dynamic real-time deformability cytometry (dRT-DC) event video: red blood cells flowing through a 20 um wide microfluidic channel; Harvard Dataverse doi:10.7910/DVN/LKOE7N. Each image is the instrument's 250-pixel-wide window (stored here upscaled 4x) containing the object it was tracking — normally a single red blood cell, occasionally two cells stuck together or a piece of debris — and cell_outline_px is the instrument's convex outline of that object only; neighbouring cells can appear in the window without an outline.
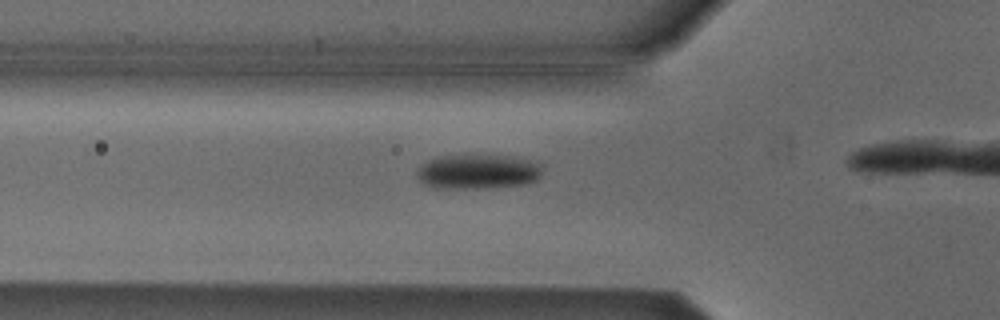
{"species": "Egyptian fruit bat (a non-hibernating species)", "species_latin": "Rousettus aegyptiacus", "temperature_condition": "cold", "stored_images_in_passage": 17, "camera_frame_rate_fps": 3000, "um_per_image_px": 0.085, "animal": {"sex": "male"}, "frame": {"image": 1, "passage_image": 12, "time_ms": 3.667, "image_size_px": [1000, 320], "cell_outline_px": [[544, 168], [540, 176], [536, 180], [524, 184], [476, 188], [436, 188], [420, 184], [416, 176], [416, 172], [424, 164], [440, 156], [516, 156], [544, 164]], "centroid_in_image_um": [40.65, 14.6], "position_along_channel_um": 85.1, "area_um2": 25.2}}
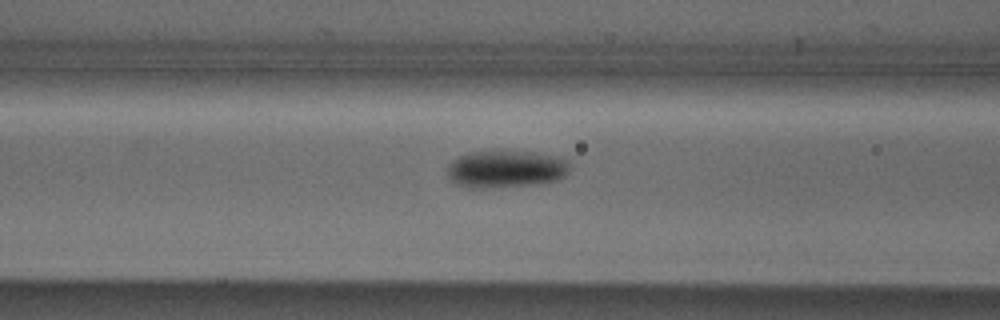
{"frame": {"image": 2, "passage_image": 15, "time_ms": 4.667, "image_size_px": [1000, 320], "cell_outline_px": [[568, 172], [564, 176], [556, 180], [532, 184], [484, 188], [472, 188], [460, 184], [452, 180], [448, 176], [448, 164], [452, 160], [468, 152], [492, 148], [532, 152], [556, 156], [568, 160]], "centroid_in_image_um": [42.97, 14.31], "position_along_channel_um": 123.6, "area_um2": 26.99}}